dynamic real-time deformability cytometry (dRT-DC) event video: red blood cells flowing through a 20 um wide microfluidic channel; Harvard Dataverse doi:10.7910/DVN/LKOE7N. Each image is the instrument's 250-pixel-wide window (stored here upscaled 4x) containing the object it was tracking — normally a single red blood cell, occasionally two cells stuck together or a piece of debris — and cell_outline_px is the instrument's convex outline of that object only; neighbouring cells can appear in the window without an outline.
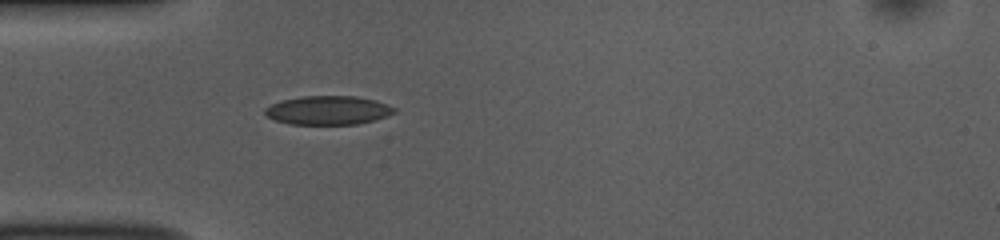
{"species": "common noctule bat (a hibernating species)", "species_latin": "Nyctalus noctula", "temperature_condition": "room temperature", "stored_images_in_passage": 39, "camera_frame_rate_fps": 3000, "um_per_image_px": 0.085, "animal": {"sex": "female", "body_mass_g": 10.0, "forearm_length_mm": 53.1}, "frame": {"image": 1, "passage_image": 1, "time_ms": 0.0, "image_size_px": [1000, 240], "cell_outline_px": [[396, 112], [372, 120], [356, 124], [288, 124], [264, 116], [264, 108], [280, 100], [300, 96], [356, 96], [376, 100], [388, 104], [396, 108]], "centroid_in_image_um": [27.84, 9.36], "position_along_channel_um": 57.2, "area_um2": 21.79}}
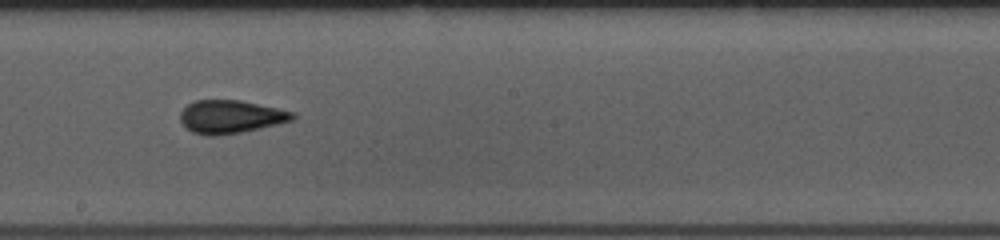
{"frame": {"image": 2, "passage_image": 15, "time_ms": 4.667, "image_size_px": [1000, 240], "cell_outline_px": [[296, 116], [292, 120], [260, 128], [240, 132], [216, 136], [208, 136], [192, 132], [180, 120], [180, 112], [188, 104], [196, 100], [240, 100], [296, 112]], "centroid_in_image_um": [19.61, 9.92], "position_along_channel_um": 228.6, "area_um2": 21.56}}
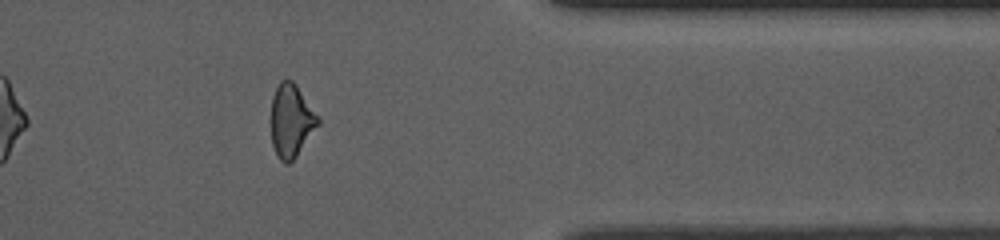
{"frame": {"image": 3, "passage_image": 29, "time_ms": 9.333, "image_size_px": [1000, 240], "cell_outline_px": [[320, 124], [296, 156], [288, 164], [284, 164], [276, 156], [272, 144], [272, 96], [280, 80], [292, 80], [296, 84], [320, 120]], "centroid_in_image_um": [24.75, 10.28], "position_along_channel_um": 386.7, "area_um2": 19.77}, "authors_computed_cell_mechanics": {"area_um2": 20.8658, "velocity_mm_per_s": 3.7341, "shape_relaxation_time_tau1_ms": 4.8668, "shape_relaxation_time_tau2_ms": 1.6645, "deformation_change_tau1": 0.1349, "deformation_change_tau2": 0.0757}}